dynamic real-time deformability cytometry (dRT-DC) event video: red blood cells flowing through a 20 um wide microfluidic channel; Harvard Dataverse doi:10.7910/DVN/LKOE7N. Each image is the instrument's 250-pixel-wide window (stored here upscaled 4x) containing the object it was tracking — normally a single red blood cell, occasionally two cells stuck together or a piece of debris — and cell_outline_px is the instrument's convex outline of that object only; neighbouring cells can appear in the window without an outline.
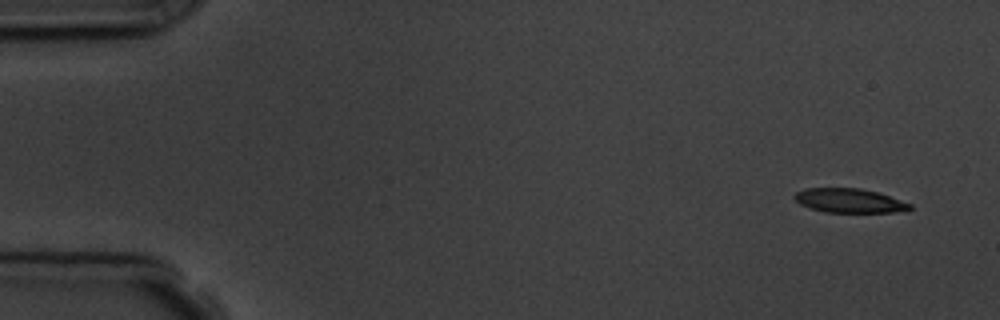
{"species": "common noctule bat (a hibernating species)", "species_latin": "Nyctalus noctula", "temperature_condition": "room temperature", "stored_images_in_passage": 6, "camera_frame_rate_fps": 3000, "um_per_image_px": 0.085, "animal": {"sex": "male", "body_mass_g": 19.5, "forearm_length_mm": 54.6}, "frame": {"image": 1, "passage_image": 1, "time_ms": 0.0, "image_size_px": [1000, 320], "cell_outline_px": [[912, 208], [908, 212], [824, 212], [800, 204], [792, 196], [796, 192], [804, 188], [860, 188], [876, 192], [912, 204]], "centroid_in_image_um": [72.21, 17.06], "position_along_channel_um": 12.8, "area_um2": 16.24}}